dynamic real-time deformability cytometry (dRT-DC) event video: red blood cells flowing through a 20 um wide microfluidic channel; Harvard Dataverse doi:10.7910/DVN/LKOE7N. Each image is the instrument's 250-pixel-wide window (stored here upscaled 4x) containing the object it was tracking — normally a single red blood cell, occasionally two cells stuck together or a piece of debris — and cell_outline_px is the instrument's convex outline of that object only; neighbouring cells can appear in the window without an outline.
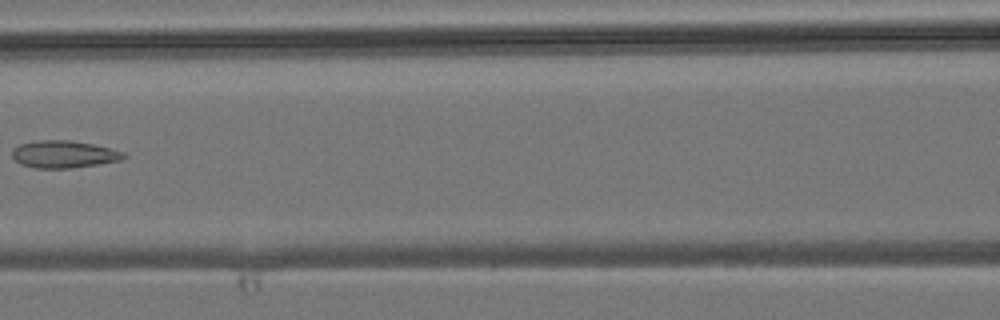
{"species": "common noctule bat (a hibernating species)", "species_latin": "Nyctalus noctula", "temperature_condition": "room temperature", "stored_images_in_passage": 5, "camera_frame_rate_fps": 3000, "um_per_image_px": 0.085, "animal": {"sex": "male", "body_mass_g": 19.2, "forearm_length_mm": 51.8}, "frame": {"image": 1, "passage_image": 5, "time_ms": 5.333, "image_size_px": [1000, 320], "cell_outline_px": [[128, 156], [120, 160], [76, 168], [36, 168], [20, 164], [12, 156], [12, 148], [20, 144], [40, 140], [72, 140], [92, 144], [124, 152]], "centroid_in_image_um": [5.42, 13.11], "position_along_channel_um": 161.2, "area_um2": 17.74}}